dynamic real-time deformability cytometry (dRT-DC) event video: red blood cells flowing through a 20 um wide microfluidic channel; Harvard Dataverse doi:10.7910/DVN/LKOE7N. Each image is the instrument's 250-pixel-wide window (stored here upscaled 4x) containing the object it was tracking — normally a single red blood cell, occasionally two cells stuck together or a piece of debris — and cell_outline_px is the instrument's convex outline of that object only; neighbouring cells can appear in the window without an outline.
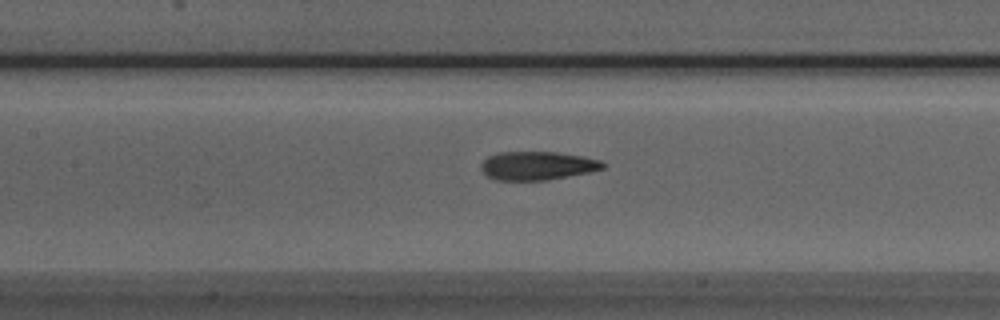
{"species": "Egyptian fruit bat (a non-hibernating species)", "species_latin": "Rousettus aegyptiacus", "temperature_condition": "room temperature", "stored_images_in_passage": 50, "camera_frame_rate_fps": 3000, "um_per_image_px": 0.085, "animal": {"sex": "male"}, "frame": {"image": 1, "passage_image": 21, "time_ms": 6.667, "image_size_px": [1000, 320], "cell_outline_px": [[608, 164], [604, 168], [588, 172], [548, 180], [496, 180], [488, 176], [480, 168], [480, 164], [488, 156], [496, 152], [556, 152], [584, 156], [600, 160]], "centroid_in_image_um": [45.68, 14.07], "position_along_channel_um": 161.7, "area_um2": 20.35}}
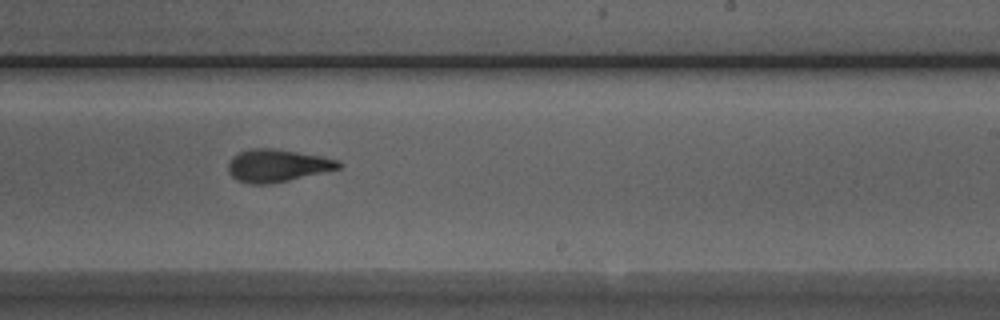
{"frame": {"image": 2, "passage_image": 29, "time_ms": 9.333, "image_size_px": [1000, 320], "cell_outline_px": [[344, 164], [340, 168], [288, 180], [268, 184], [252, 184], [236, 180], [228, 172], [228, 160], [232, 156], [240, 152], [252, 148], [276, 148], [324, 156], [340, 160]], "centroid_in_image_um": [23.57, 14.05], "position_along_channel_um": 265.4, "area_um2": 21.15}}
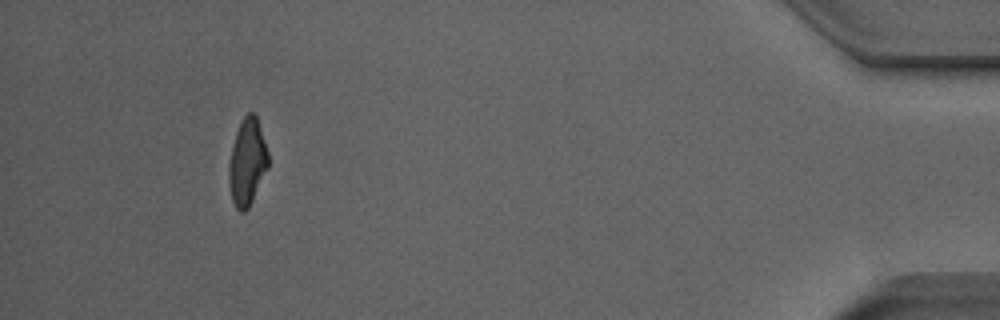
{"frame": {"image": 3, "passage_image": 46, "time_ms": 15.0, "image_size_px": [1000, 320], "cell_outline_px": [[268, 168], [248, 208], [244, 212], [240, 212], [236, 208], [232, 200], [228, 180], [228, 164], [236, 132], [240, 120], [248, 112], [252, 112], [256, 116], [268, 152]], "centroid_in_image_um": [21.0, 13.78], "position_along_channel_um": 414.2, "area_um2": 19.77}, "authors_computed_cell_mechanics": {"area_um2": 20.7213, "velocity_mm_per_s": 3.9027, "shape_relaxation_time_tau1_ms": 5.6424, "shape_relaxation_time_tau2_ms": 1.944, "deformation_change_tau1": 0.1981, "deformation_change_tau2": 0.1016}}